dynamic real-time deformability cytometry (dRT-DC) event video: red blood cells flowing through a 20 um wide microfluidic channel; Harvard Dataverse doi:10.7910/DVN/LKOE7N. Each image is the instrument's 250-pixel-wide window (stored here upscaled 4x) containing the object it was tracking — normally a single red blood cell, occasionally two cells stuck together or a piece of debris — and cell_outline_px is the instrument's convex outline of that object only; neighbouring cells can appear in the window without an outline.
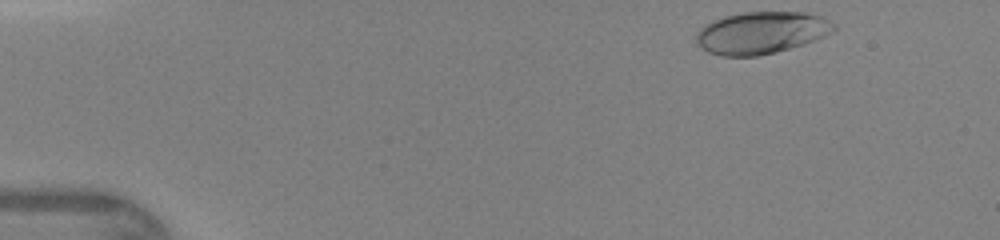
{"species": "human", "species_latin": "Homo sapiens", "temperature_condition": "warm", "stored_images_in_passage": 36, "camera_frame_rate_fps": 3000, "um_per_image_px": 0.085, "donor": {"sex": "female"}, "frame": {"image": 1, "passage_image": 1, "time_ms": 0.0, "image_size_px": [1000, 240], "cell_outline_px": [[836, 28], [832, 32], [816, 40], [804, 44], [776, 52], [760, 56], [720, 56], [708, 52], [696, 44], [696, 32], [704, 24], [712, 20], [724, 16], [744, 12], [804, 12], [820, 16], [836, 24]], "centroid_in_image_um": [64.69, 2.79], "position_along_channel_um": 20.3, "area_um2": 34.04}}
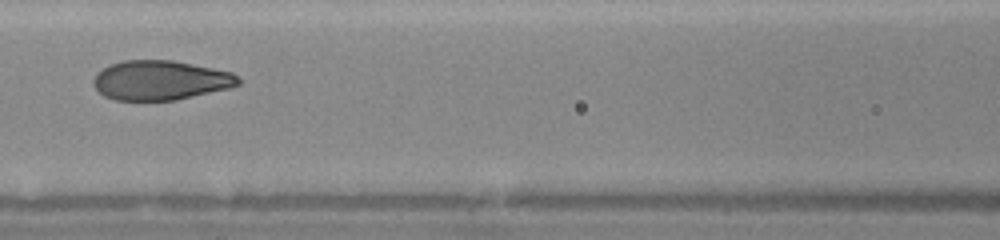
{"frame": {"image": 2, "passage_image": 17, "time_ms": 5.333, "image_size_px": [1000, 240], "cell_outline_px": [[244, 80], [240, 84], [232, 88], [176, 100], [116, 100], [104, 96], [92, 84], [92, 80], [104, 68], [112, 64], [124, 60], [172, 60], [232, 72]], "centroid_in_image_um": [13.7, 6.83], "position_along_channel_um": 152.9, "area_um2": 33.41}}
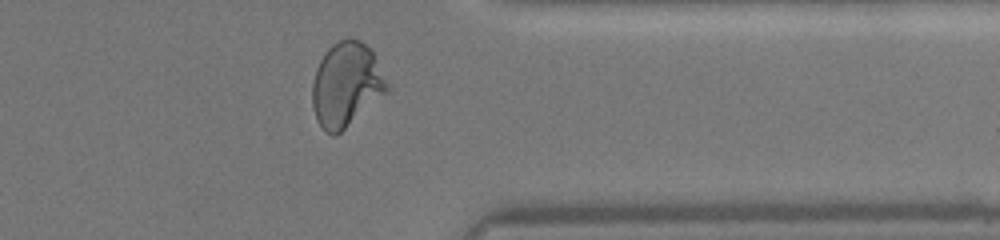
{"frame": {"image": 3, "passage_image": 33, "time_ms": 10.667, "image_size_px": [1000, 240], "cell_outline_px": [[392, 84], [388, 92], [336, 136], [332, 136], [324, 132], [316, 120], [312, 104], [312, 84], [316, 68], [324, 52], [332, 44], [340, 40], [352, 36], [360, 40], [372, 48]], "centroid_in_image_um": [29.48, 7.17], "position_along_channel_um": 381.9, "area_um2": 37.86}}